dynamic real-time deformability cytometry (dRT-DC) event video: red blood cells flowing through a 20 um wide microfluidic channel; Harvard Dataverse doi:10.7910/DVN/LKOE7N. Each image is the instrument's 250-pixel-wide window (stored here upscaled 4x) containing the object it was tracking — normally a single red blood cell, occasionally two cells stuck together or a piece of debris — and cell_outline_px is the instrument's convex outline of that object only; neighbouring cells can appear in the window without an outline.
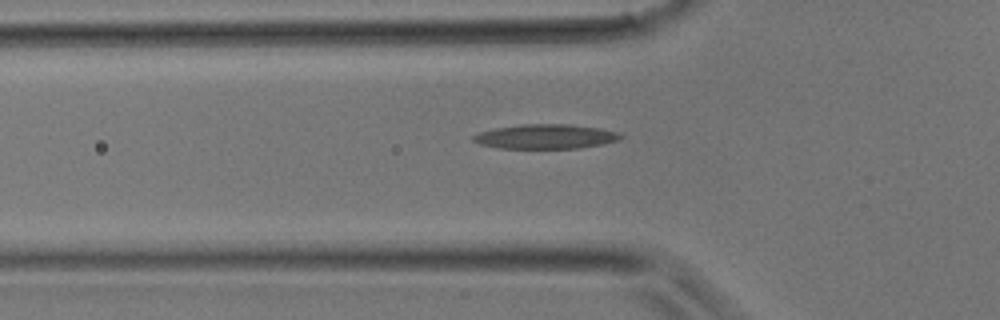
{"species": "common noctule bat (a hibernating species)", "species_latin": "Nyctalus noctula", "temperature_condition": "room temperature", "stored_images_in_passage": 22, "camera_frame_rate_fps": 3000, "um_per_image_px": 0.085, "animal": {"sex": "male", "body_mass_g": 17.9}, "frame": {"image": 1, "passage_image": 2, "time_ms": 0.333, "image_size_px": [1000, 320], "cell_outline_px": [[624, 136], [620, 140], [604, 144], [580, 148], [500, 148], [480, 144], [472, 140], [472, 136], [480, 132], [496, 128], [524, 124], [568, 124], [600, 128], [616, 132]], "centroid_in_image_um": [46.41, 11.61], "position_along_channel_um": 79.4, "area_um2": 20.98}}
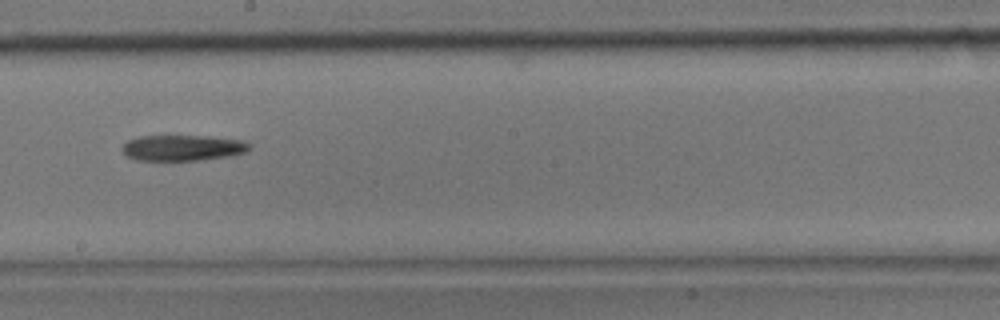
{"frame": {"image": 2, "passage_image": 10, "time_ms": 3.0, "image_size_px": [1000, 320], "cell_outline_px": [[252, 148], [248, 152], [228, 156], [196, 160], [136, 160], [124, 156], [120, 148], [128, 140], [140, 136], [208, 136], [244, 140], [252, 144]], "centroid_in_image_um": [15.54, 12.56], "position_along_channel_um": 232.7, "area_um2": 19.36}}
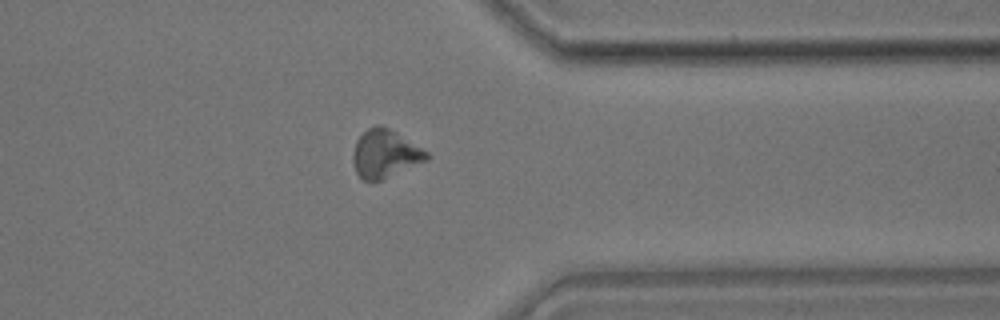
{"frame": {"image": 3, "passage_image": 18, "time_ms": 5.667, "image_size_px": [1000, 320], "cell_outline_px": [[428, 160], [380, 180], [364, 180], [356, 172], [352, 160], [352, 152], [356, 140], [368, 128], [376, 124], [380, 124], [396, 132], [428, 152]], "centroid_in_image_um": [32.7, 13.05], "position_along_channel_um": 378.7, "area_um2": 20.4}}